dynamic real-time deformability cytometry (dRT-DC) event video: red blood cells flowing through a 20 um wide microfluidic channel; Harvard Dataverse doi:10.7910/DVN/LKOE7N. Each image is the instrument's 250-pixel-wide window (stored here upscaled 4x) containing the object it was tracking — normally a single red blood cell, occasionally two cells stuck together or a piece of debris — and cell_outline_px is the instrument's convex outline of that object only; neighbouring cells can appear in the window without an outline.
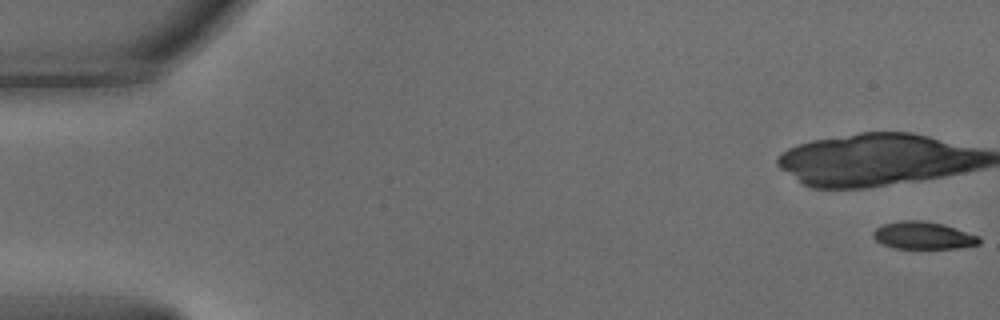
{"species": "common noctule bat (a hibernating species)", "species_latin": "Nyctalus noctula", "temperature_condition": "warm", "stored_images_in_passage": 16, "camera_frame_rate_fps": 3000, "um_per_image_px": 0.085, "animal": {"sex": "male", "body_mass_g": 15.6}, "frame": {"image": 1, "passage_image": 1, "time_ms": 0.0, "image_size_px": [1000, 320], "cell_outline_px": [[980, 244], [960, 248], [892, 248], [880, 244], [872, 236], [872, 232], [876, 228], [884, 224], [904, 220], [920, 220], [944, 224], [980, 236]], "centroid_in_image_um": [78.47, 20.02], "position_along_channel_um": 6.5, "area_um2": 17.05}}